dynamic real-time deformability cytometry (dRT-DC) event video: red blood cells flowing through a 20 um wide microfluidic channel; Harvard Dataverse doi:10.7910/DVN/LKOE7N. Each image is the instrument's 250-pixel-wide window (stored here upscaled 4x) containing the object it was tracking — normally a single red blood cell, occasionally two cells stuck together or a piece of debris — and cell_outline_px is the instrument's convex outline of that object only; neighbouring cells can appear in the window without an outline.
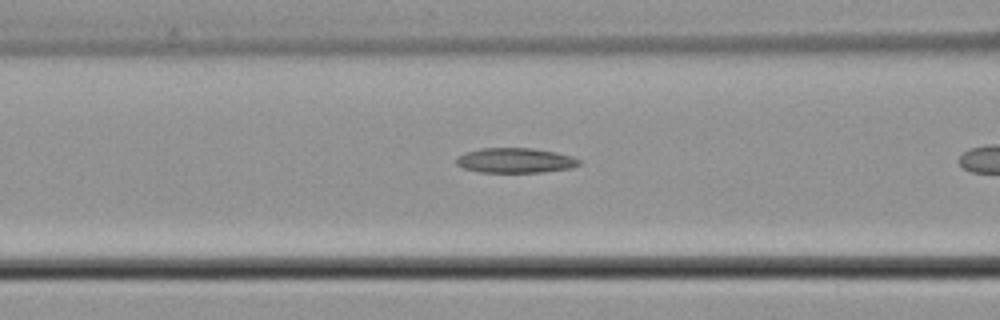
{"species": "common noctule bat (a hibernating species)", "species_latin": "Nyctalus noctula", "temperature_condition": "cold", "stored_images_in_passage": 11, "camera_frame_rate_fps": 3000, "um_per_image_px": 0.085, "animal": {"sex": "male", "body_mass_g": 21.5, "forearm_length_mm": 52.0}, "frame": {"image": 1, "passage_image": 10, "time_ms": 3.0, "image_size_px": [1000, 320], "cell_outline_px": [[580, 164], [572, 168], [544, 172], [480, 172], [464, 168], [456, 164], [456, 156], [464, 152], [480, 148], [532, 148], [556, 152], [572, 156], [580, 160]], "centroid_in_image_um": [43.78, 13.63], "position_along_channel_um": 122.8, "area_um2": 17.98}}